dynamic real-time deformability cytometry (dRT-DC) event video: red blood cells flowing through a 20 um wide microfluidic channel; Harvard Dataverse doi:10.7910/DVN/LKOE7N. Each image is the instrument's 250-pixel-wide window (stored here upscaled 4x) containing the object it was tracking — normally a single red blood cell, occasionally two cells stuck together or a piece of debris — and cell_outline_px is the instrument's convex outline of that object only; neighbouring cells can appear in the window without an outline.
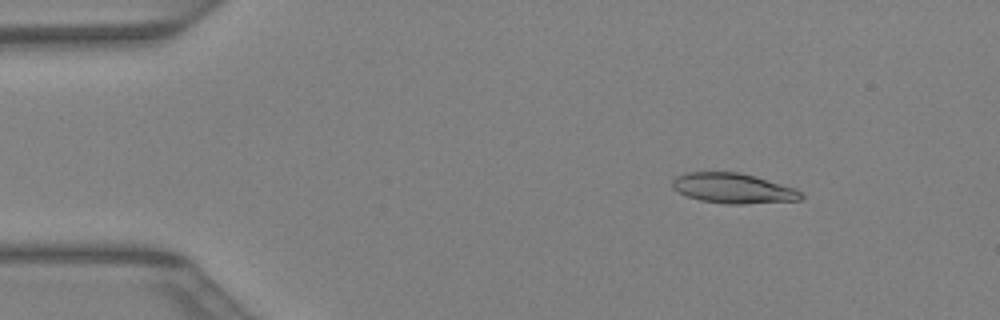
{"species": "Egyptian fruit bat (a non-hibernating species)", "species_latin": "Rousettus aegyptiacus", "temperature_condition": "warm", "stored_images_in_passage": 9, "camera_frame_rate_fps": 3000, "um_per_image_px": 0.085, "animal": {"sex": "female"}, "frame": {"image": 1, "passage_image": 2, "time_ms": 0.333, "image_size_px": [1000, 320], "cell_outline_px": [[804, 196], [800, 200], [744, 204], [724, 204], [700, 200], [688, 196], [672, 188], [672, 180], [676, 176], [684, 172], [740, 172], [796, 188], [804, 192]], "centroid_in_image_um": [62.34, 16.0], "position_along_channel_um": 22.7, "area_um2": 22.72}}